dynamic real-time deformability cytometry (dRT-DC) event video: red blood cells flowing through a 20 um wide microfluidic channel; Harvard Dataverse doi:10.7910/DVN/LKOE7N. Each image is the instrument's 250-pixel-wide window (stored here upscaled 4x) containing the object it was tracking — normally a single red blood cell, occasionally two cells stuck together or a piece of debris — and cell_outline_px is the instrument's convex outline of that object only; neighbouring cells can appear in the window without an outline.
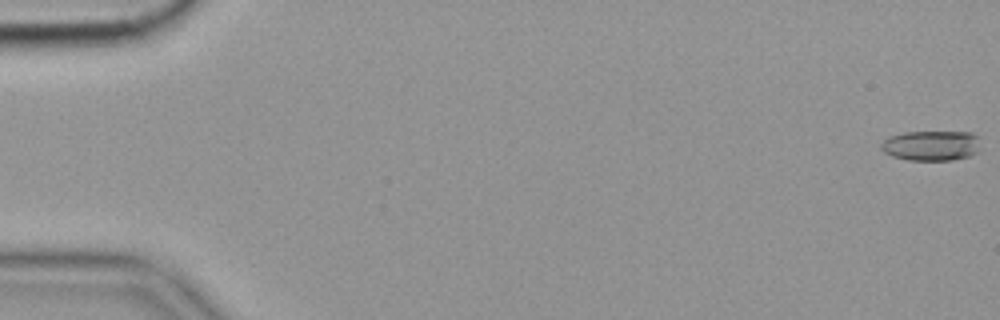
{"species": "common noctule bat (a hibernating species)", "species_latin": "Nyctalus noctula", "temperature_condition": "cold", "stored_images_in_passage": 36, "camera_frame_rate_fps": 3000, "um_per_image_px": 0.085, "animal": {"sex": "female", "body_mass_g": 19.9}, "frame": {"image": 1, "passage_image": 1, "time_ms": 0.0, "image_size_px": [1000, 320], "cell_outline_px": [[976, 152], [968, 156], [952, 160], [908, 160], [892, 156], [884, 152], [880, 148], [880, 144], [888, 136], [904, 132], [972, 132], [976, 136]], "centroid_in_image_um": [79.06, 12.37], "position_along_channel_um": 5.9, "area_um2": 17.22}}
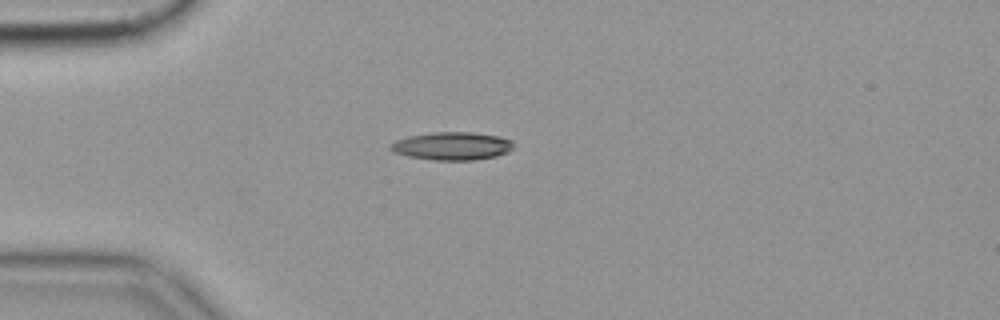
{"frame": {"image": 2, "passage_image": 16, "time_ms": 5.0, "image_size_px": [1000, 320], "cell_outline_px": [[512, 148], [508, 152], [496, 156], [472, 160], [432, 160], [408, 156], [392, 152], [388, 148], [388, 144], [396, 140], [408, 136], [432, 132], [472, 132], [500, 136], [512, 140]], "centroid_in_image_um": [38.38, 12.41], "position_along_channel_um": 46.6, "area_um2": 20.23}}
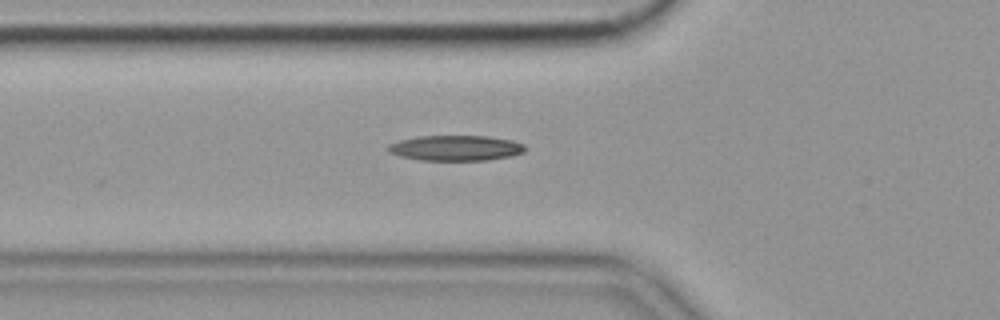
{"frame": {"image": 3, "passage_image": 21, "time_ms": 6.667, "image_size_px": [1000, 320], "cell_outline_px": [[528, 148], [524, 152], [512, 156], [488, 160], [420, 160], [400, 156], [388, 152], [388, 144], [400, 140], [420, 136], [488, 136], [512, 140], [524, 144]], "centroid_in_image_um": [38.77, 12.58], "position_along_channel_um": 87.0, "area_um2": 20.35}}